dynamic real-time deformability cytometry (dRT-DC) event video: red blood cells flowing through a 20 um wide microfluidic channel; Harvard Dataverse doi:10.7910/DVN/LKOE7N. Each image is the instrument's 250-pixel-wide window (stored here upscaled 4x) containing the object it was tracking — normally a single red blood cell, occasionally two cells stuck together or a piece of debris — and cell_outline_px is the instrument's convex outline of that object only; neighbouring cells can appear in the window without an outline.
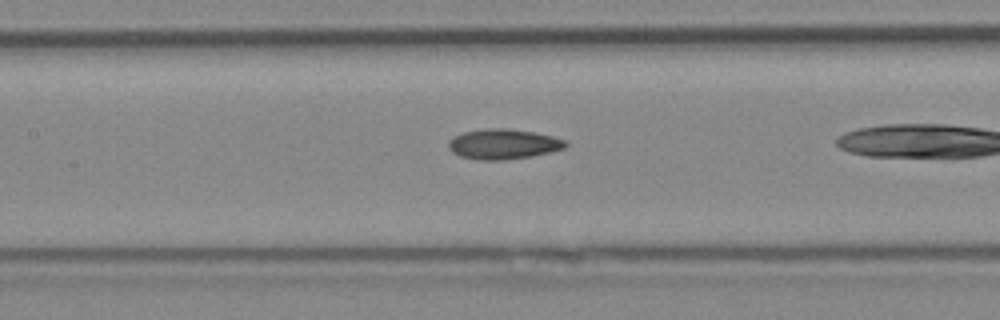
{"species": "Egyptian fruit bat (a non-hibernating species)", "species_latin": "Rousettus aegyptiacus", "temperature_condition": "cold", "stored_images_in_passage": 35, "camera_frame_rate_fps": 3000, "um_per_image_px": 0.085, "animal": {"sex": "female"}, "frame": {"image": 1, "passage_image": 19, "time_ms": 6.0, "image_size_px": [1000, 320], "cell_outline_px": [[568, 144], [564, 148], [552, 152], [532, 156], [504, 160], [484, 160], [460, 156], [452, 152], [448, 148], [448, 140], [464, 132], [488, 128], [508, 128], [532, 132], [552, 136], [564, 140]], "centroid_in_image_um": [42.78, 12.25], "position_along_channel_um": 164.6, "area_um2": 20.46}}
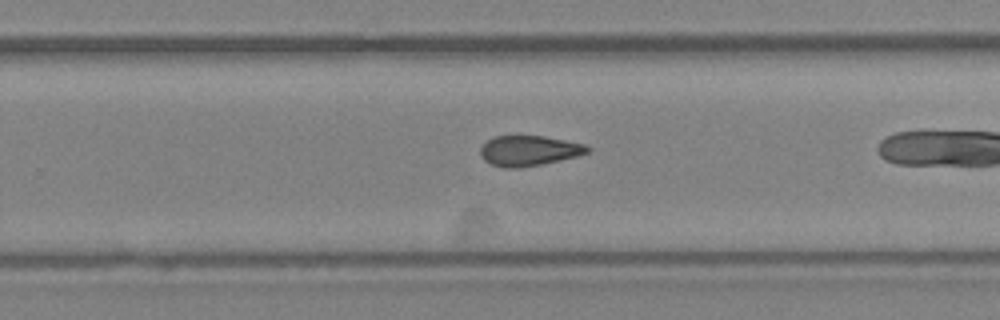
{"frame": {"image": 2, "passage_image": 28, "time_ms": 9.0, "image_size_px": [1000, 320], "cell_outline_px": [[592, 148], [588, 152], [576, 156], [560, 160], [520, 168], [504, 168], [492, 164], [484, 160], [480, 156], [480, 148], [488, 140], [496, 136], [544, 136], [584, 144]], "centroid_in_image_um": [44.94, 12.81], "position_along_channel_um": 284.9, "area_um2": 18.73}}
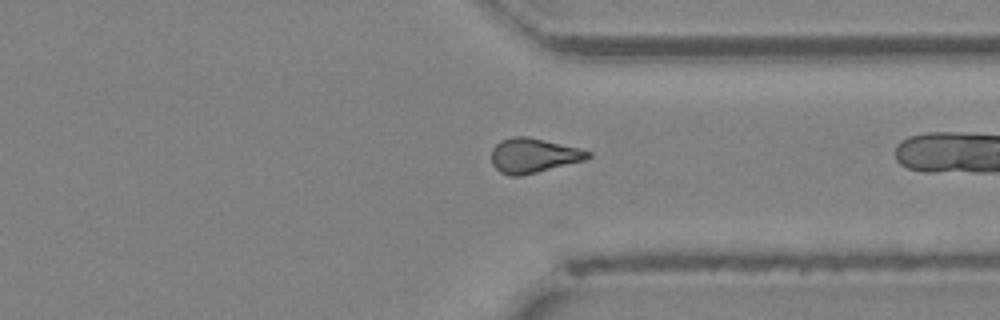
{"frame": {"image": 3, "passage_image": 34, "time_ms": 11.0, "image_size_px": [1000, 320], "cell_outline_px": [[592, 156], [584, 160], [520, 176], [508, 176], [500, 172], [492, 164], [492, 148], [500, 140], [512, 136], [528, 136], [580, 148], [592, 152]], "centroid_in_image_um": [45.33, 13.2], "position_along_channel_um": 366.1, "area_um2": 19.48}}